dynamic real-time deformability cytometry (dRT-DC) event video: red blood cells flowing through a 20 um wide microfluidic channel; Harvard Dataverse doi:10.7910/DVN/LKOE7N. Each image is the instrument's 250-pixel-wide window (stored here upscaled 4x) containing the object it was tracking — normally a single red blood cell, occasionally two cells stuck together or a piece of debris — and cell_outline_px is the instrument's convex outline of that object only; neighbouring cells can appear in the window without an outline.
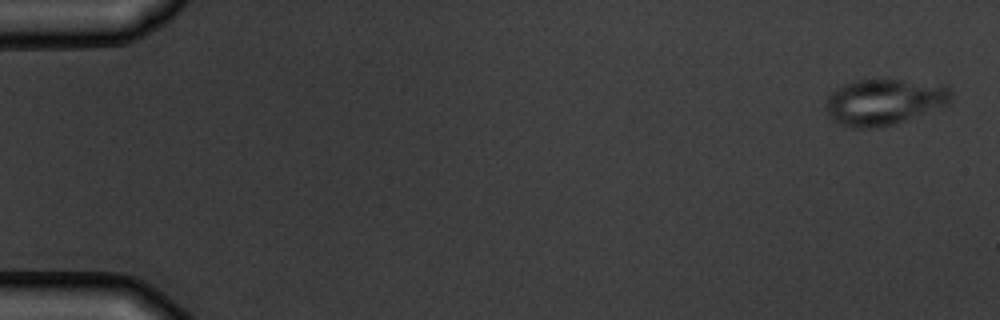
{"species": "common noctule bat (a hibernating species)", "species_latin": "Nyctalus noctula", "temperature_condition": "warm", "stored_images_in_passage": 5, "camera_frame_rate_fps": 3000, "um_per_image_px": 0.085, "animal": {"sex": "male", "body_mass_g": 19.5, "forearm_length_mm": 54.6}, "frame": {"image": 1, "passage_image": 1, "time_ms": 0.0, "image_size_px": [1000, 320], "cell_outline_px": [[952, 100], [948, 104], [904, 120], [880, 128], [852, 128], [840, 124], [832, 120], [828, 116], [828, 92], [844, 84], [856, 80], [900, 80], [948, 84], [952, 92]], "centroid_in_image_um": [75.17, 8.65], "position_along_channel_um": 9.8, "area_um2": 33.64}}